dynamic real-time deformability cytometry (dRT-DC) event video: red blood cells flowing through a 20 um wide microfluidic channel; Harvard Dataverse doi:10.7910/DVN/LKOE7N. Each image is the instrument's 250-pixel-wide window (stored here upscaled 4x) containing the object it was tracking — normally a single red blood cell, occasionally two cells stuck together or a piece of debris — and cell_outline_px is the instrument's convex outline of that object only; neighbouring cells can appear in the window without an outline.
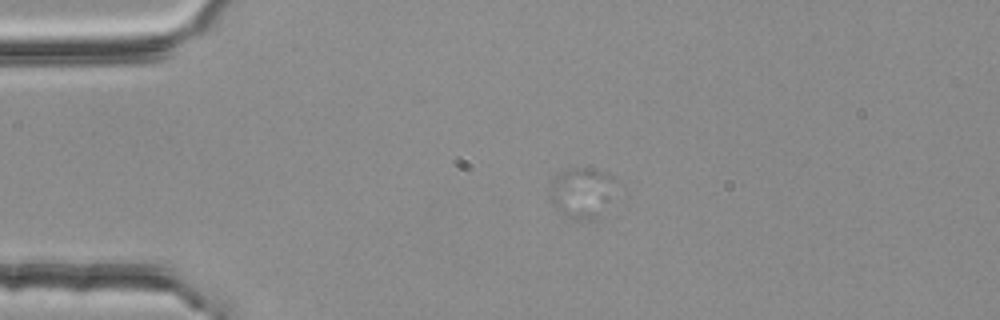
{"species": "common noctule bat (a hibernating species)", "species_latin": "Nyctalus noctula", "temperature_condition": "room temperature", "stored_images_in_passage": 1, "camera_frame_rate_fps": 3000, "um_per_image_px": 0.085, "animal": {"sex": "female", "body_mass_g": 25.1}, "frame": {"image": 1, "passage_image": 1, "time_ms": 0.0, "image_size_px": [1000, 320], "cell_outline_px": [[612, 176], [596, 216], [588, 220], [572, 220], [560, 212], [556, 208], [548, 196], [552, 180], [560, 172], [568, 168], [592, 168], [604, 172]], "centroid_in_image_um": [49.23, 16.34], "position_along_channel_um": 35.8, "area_um2": 17.8}}